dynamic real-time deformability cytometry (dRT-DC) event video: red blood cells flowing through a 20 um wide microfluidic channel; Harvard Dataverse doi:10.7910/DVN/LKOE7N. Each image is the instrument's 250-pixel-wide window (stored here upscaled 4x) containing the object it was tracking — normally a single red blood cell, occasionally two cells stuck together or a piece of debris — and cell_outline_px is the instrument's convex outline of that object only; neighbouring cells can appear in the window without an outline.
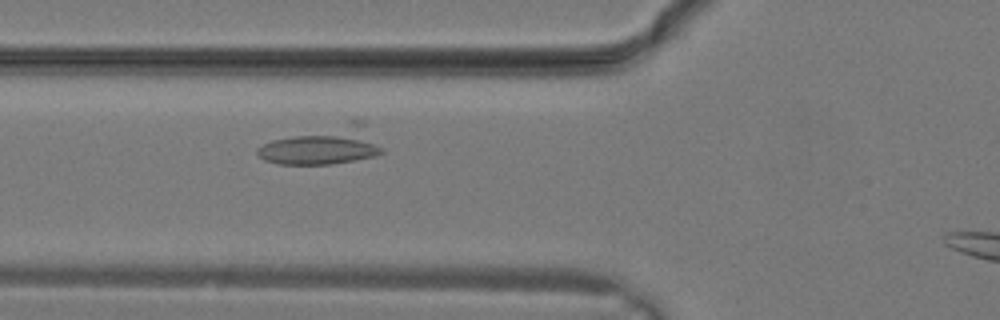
{"species": "common noctule bat (a hibernating species)", "species_latin": "Nyctalus noctula", "temperature_condition": "warm", "stored_images_in_passage": 6, "camera_frame_rate_fps": 3000, "um_per_image_px": 0.085, "animal": {"sex": "male", "body_mass_g": 19.2, "forearm_length_mm": 51.8}, "frame": {"image": 1, "passage_image": 5, "time_ms": 1.333, "image_size_px": [1000, 320], "cell_outline_px": [[384, 152], [376, 156], [356, 160], [332, 164], [280, 164], [264, 160], [256, 152], [256, 148], [272, 140], [348, 120], [364, 120], [384, 148]], "centroid_in_image_um": [27.56, 12.35], "position_along_channel_um": 98.2, "area_um2": 27.92}}